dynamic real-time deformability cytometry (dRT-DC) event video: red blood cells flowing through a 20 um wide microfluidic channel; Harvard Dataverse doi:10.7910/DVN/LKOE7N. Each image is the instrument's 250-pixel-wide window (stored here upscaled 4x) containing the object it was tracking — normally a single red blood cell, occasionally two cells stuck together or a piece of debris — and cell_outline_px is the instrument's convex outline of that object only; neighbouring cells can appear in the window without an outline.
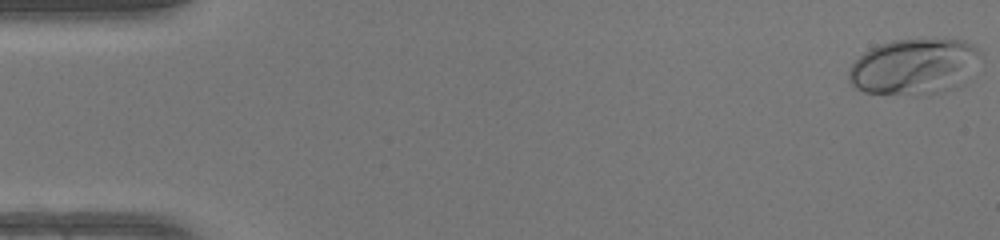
{"species": "human", "species_latin": "Homo sapiens", "temperature_condition": "warm", "stored_images_in_passage": 50, "camera_frame_rate_fps": 3000, "um_per_image_px": 0.085, "donor": {"sex": "female"}, "frame": {"image": 1, "passage_image": 1, "time_ms": 0.0, "image_size_px": [1000, 240], "cell_outline_px": [[980, 52], [964, 84], [956, 88], [944, 92], [928, 96], [916, 96], [864, 92], [856, 88], [848, 80], [848, 72], [852, 64], [864, 52], [880, 44], [892, 40], [964, 40], [972, 44]], "centroid_in_image_um": [77.68, 5.71], "position_along_channel_um": 7.3, "area_um2": 43.0}}
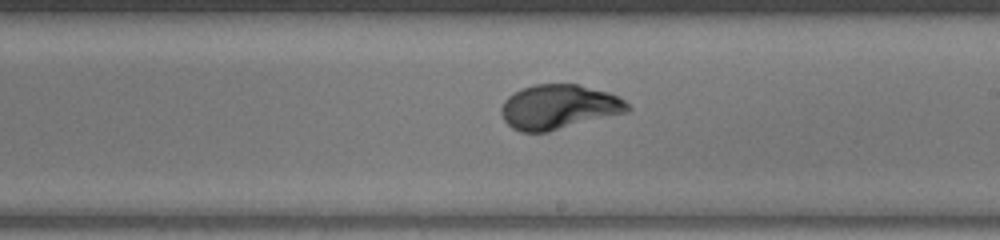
{"frame": {"image": 2, "passage_image": 29, "time_ms": 9.333, "image_size_px": [1000, 240], "cell_outline_px": [[632, 108], [628, 112], [548, 132], [520, 132], [512, 128], [504, 120], [500, 112], [500, 108], [504, 100], [512, 92], [520, 88], [532, 84], [576, 84], [608, 92], [624, 100]], "centroid_in_image_um": [47.46, 9.09], "position_along_channel_um": 241.5, "area_um2": 33.06}}
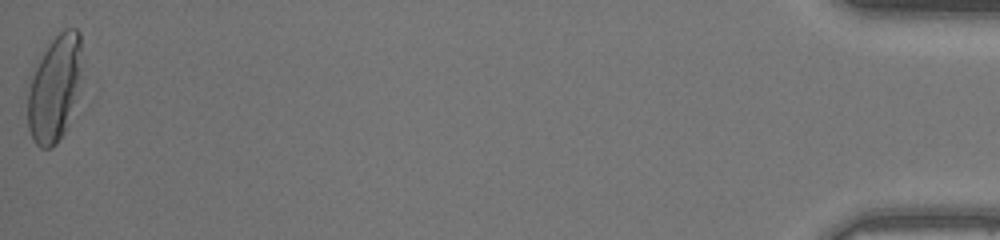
{"frame": {"image": 3, "passage_image": 50, "time_ms": 16.333, "image_size_px": [1000, 240], "cell_outline_px": [[84, 80], [80, 92], [64, 132], [56, 144], [52, 148], [40, 148], [32, 140], [28, 128], [28, 92], [36, 68], [48, 44], [64, 28], [76, 28], [80, 32]], "centroid_in_image_um": [4.72, 7.51], "position_along_channel_um": 430.5, "area_um2": 34.1}, "authors_computed_cell_mechanics": {"area_um2": 31.6744, "velocity_mm_per_s": 4.1679, "shape_relaxation_time_tau1_ms": 2.9892, "shape_relaxation_time_tau2_ms": null, "deformation_change_tau1": 0.2037, "deformation_change_tau2": null}}